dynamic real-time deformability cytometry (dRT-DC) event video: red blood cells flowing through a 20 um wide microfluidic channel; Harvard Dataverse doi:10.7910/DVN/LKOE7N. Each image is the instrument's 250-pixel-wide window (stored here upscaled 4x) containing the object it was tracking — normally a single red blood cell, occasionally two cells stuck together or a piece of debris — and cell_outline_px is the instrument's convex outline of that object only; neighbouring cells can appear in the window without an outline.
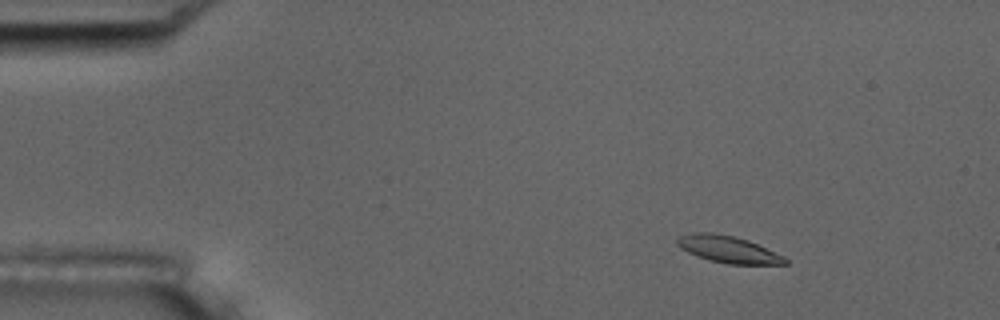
{"species": "common noctule bat (a hibernating species)", "species_latin": "Nyctalus noctula", "temperature_condition": "room temperature", "stored_images_in_passage": 54, "camera_frame_rate_fps": 3000, "um_per_image_px": 0.085, "animal": {"sex": "male", "body_mass_g": 17.5, "forearm_length_mm": 52.3}, "frame": {"image": 1, "passage_image": 7, "time_ms": 2.0, "image_size_px": [1000, 320], "cell_outline_px": [[788, 264], [728, 264], [708, 260], [696, 256], [680, 248], [676, 244], [676, 240], [680, 236], [692, 232], [712, 232], [732, 236], [748, 240], [784, 256], [788, 260]], "centroid_in_image_um": [61.87, 21.19], "position_along_channel_um": 23.1, "area_um2": 16.94}}
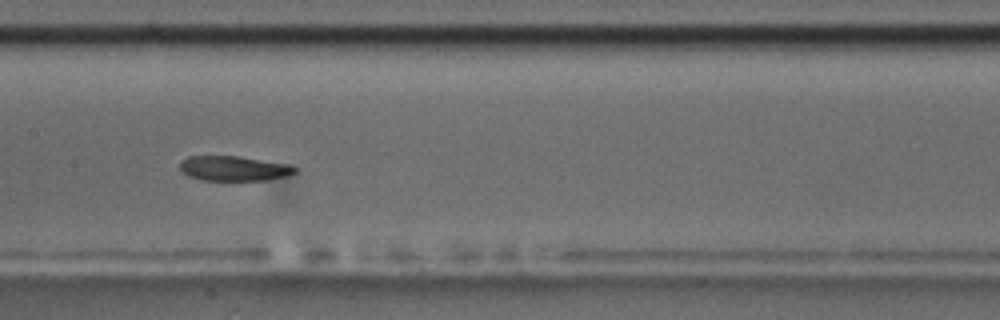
{"frame": {"image": 2, "passage_image": 27, "time_ms": 8.667, "image_size_px": [1000, 320], "cell_outline_px": [[296, 172], [284, 176], [264, 180], [200, 180], [188, 176], [180, 172], [180, 164], [188, 156], [240, 156], [288, 164], [296, 168]], "centroid_in_image_um": [19.83, 14.31], "position_along_channel_um": 187.6, "area_um2": 16.59}}
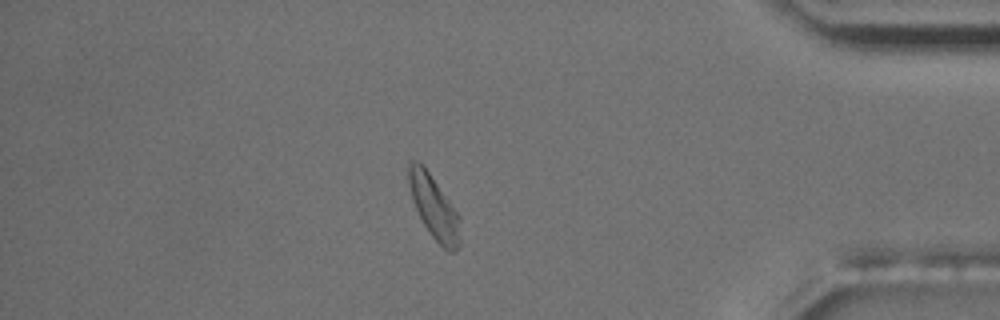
{"frame": {"image": 3, "passage_image": 47, "time_ms": 15.333, "image_size_px": [1000, 320], "cell_outline_px": [[460, 240], [456, 252], [448, 252], [432, 236], [424, 224], [412, 200], [404, 168], [408, 160], [416, 160], [428, 172], [460, 216]], "centroid_in_image_um": [36.85, 17.57], "position_along_channel_um": 398.4, "area_um2": 18.96}, "authors_computed_cell_mechanics": {"area_um2": 17.8602, "velocity_mm_per_s": 3.6758, "shape_relaxation_time_tau1_ms": 3.0125, "shape_relaxation_time_tau2_ms": 5.3361, "deformation_change_tau1": 0.1487, "deformation_change_tau2": 0.1115}}